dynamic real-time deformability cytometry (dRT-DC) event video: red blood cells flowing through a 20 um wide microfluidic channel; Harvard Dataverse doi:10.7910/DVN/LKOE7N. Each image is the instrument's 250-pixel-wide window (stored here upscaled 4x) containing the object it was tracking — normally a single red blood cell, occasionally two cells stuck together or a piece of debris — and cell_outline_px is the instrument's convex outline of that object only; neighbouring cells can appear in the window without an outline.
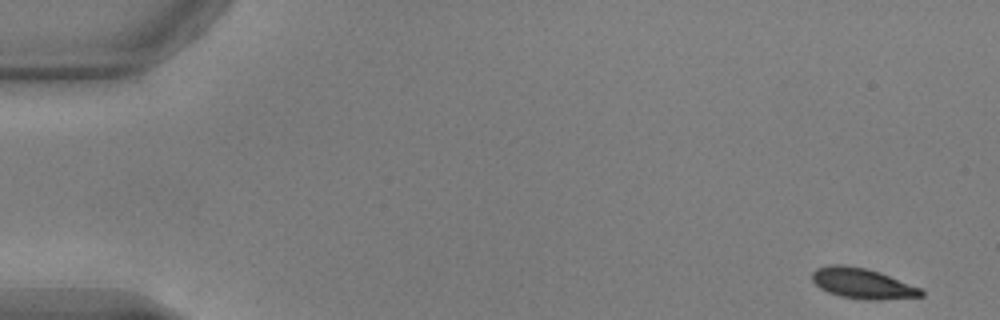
{"species": "common noctule bat (a hibernating species)", "species_latin": "Nyctalus noctula", "temperature_condition": "warm", "stored_images_in_passage": 49, "camera_frame_rate_fps": 3000, "um_per_image_px": 0.085, "animal": {"sex": "male", "body_mass_g": 17.9, "forearm_length_mm": 54.2}, "frame": {"image": 1, "passage_image": 1, "time_ms": 0.0, "image_size_px": [1000, 320], "cell_outline_px": [[924, 296], [876, 300], [864, 300], [840, 296], [828, 292], [820, 288], [812, 280], [812, 272], [816, 268], [832, 264], [840, 264], [864, 268], [880, 272], [920, 288], [924, 292]], "centroid_in_image_um": [73.29, 24.09], "position_along_channel_um": 11.7, "area_um2": 19.25}}
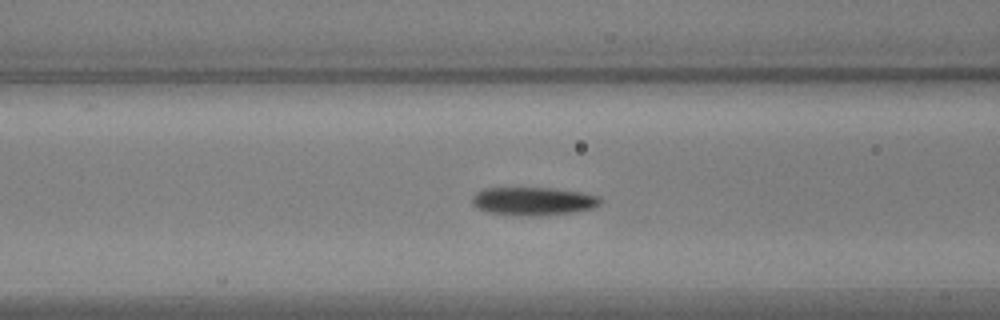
{"frame": {"image": 2, "passage_image": 20, "time_ms": 6.333, "image_size_px": [1000, 320], "cell_outline_px": [[604, 200], [596, 208], [572, 212], [536, 216], [524, 216], [488, 212], [476, 208], [472, 204], [472, 196], [476, 192], [484, 188], [556, 188], [580, 192], [600, 196]], "centroid_in_image_um": [45.35, 17.1], "position_along_channel_um": 121.2, "area_um2": 21.33}}
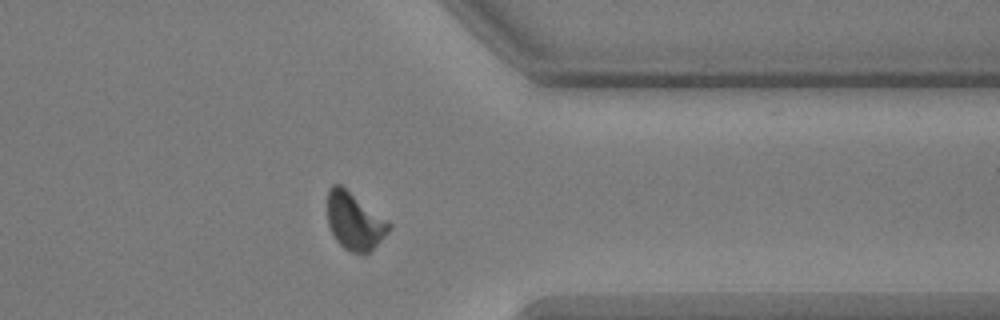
{"frame": {"image": 3, "passage_image": 41, "time_ms": 13.333, "image_size_px": [1000, 320], "cell_outline_px": [[392, 228], [368, 252], [352, 252], [344, 248], [336, 240], [328, 224], [328, 188], [332, 184], [340, 184], [388, 220], [392, 224]], "centroid_in_image_um": [30.13, 18.77], "position_along_channel_um": 381.3, "area_um2": 20.23}, "authors_computed_cell_mechanics": {"area_um2": 20.5768, "velocity_mm_per_s": 3.8234, "shape_relaxation_time_tau1_ms": 2.097, "shape_relaxation_time_tau2_ms": 2.0151, "deformation_change_tau1": 0.1338, "deformation_change_tau2": 0.0759}}